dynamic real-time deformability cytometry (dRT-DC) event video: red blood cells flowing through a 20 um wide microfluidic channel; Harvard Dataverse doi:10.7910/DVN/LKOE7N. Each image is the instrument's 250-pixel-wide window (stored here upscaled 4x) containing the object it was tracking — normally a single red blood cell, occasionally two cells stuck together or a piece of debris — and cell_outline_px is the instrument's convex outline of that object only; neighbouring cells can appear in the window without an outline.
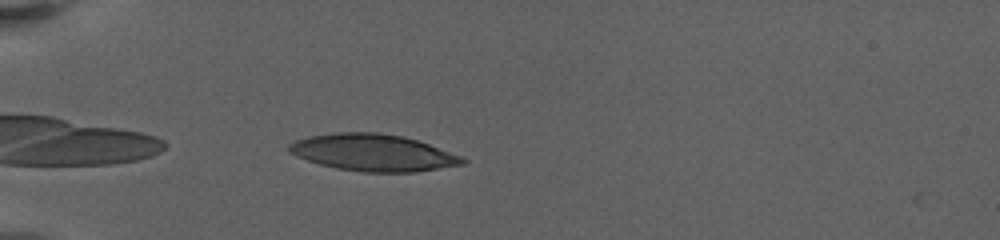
{"species": "human", "species_latin": "Homo sapiens", "temperature_condition": "warm", "stored_images_in_passage": 55, "camera_frame_rate_fps": 3000, "um_per_image_px": 0.085, "donor": {"sex": "female"}, "frame": {"image": 1, "passage_image": 2, "time_ms": 0.333, "image_size_px": [1000, 240], "cell_outline_px": [[468, 160], [464, 164], [416, 172], [364, 172], [336, 168], [320, 164], [296, 156], [288, 152], [288, 144], [296, 140], [308, 136], [336, 132], [376, 132], [404, 136], [428, 144], [460, 156]], "centroid_in_image_um": [31.68, 12.97], "position_along_channel_um": 53.3, "area_um2": 37.17}}
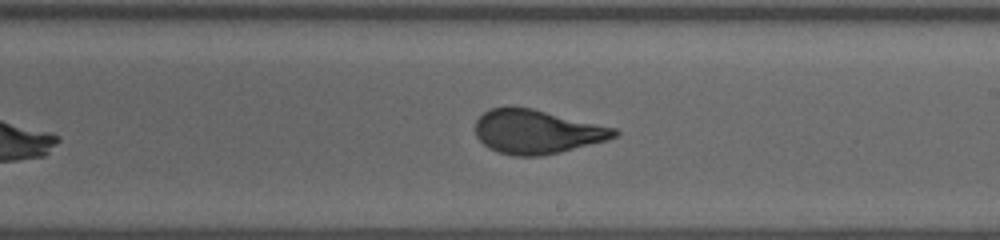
{"frame": {"image": 2, "passage_image": 21, "time_ms": 7.0, "image_size_px": [1000, 240], "cell_outline_px": [[620, 132], [616, 136], [608, 140], [560, 152], [540, 156], [512, 156], [496, 152], [488, 148], [476, 136], [476, 120], [488, 108], [508, 104], [532, 108], [616, 128]], "centroid_in_image_um": [45.59, 11.18], "position_along_channel_um": 243.4, "area_um2": 36.13}}
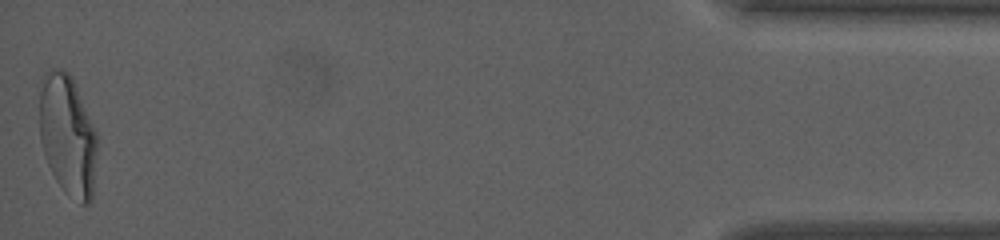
{"frame": {"image": 3, "passage_image": 54, "time_ms": 15.333, "image_size_px": [1000, 240], "cell_outline_px": [[96, 152], [92, 200], [88, 204], [80, 204], [64, 192], [56, 180], [48, 164], [40, 140], [40, 92], [44, 72], [52, 68], [60, 68], [68, 72], [72, 76], [96, 132]], "centroid_in_image_um": [5.74, 11.5], "position_along_channel_um": 429.5, "area_um2": 40.52}, "authors_computed_cell_mechanics": {"area_um2": 36.4718, "velocity_mm_per_s": 3.1869, "shape_relaxation_time_tau1_ms": 6.8649, "shape_relaxation_time_tau2_ms": 0.8507, "deformation_change_tau1": 0.2501, "deformation_change_tau2": 0.083}}